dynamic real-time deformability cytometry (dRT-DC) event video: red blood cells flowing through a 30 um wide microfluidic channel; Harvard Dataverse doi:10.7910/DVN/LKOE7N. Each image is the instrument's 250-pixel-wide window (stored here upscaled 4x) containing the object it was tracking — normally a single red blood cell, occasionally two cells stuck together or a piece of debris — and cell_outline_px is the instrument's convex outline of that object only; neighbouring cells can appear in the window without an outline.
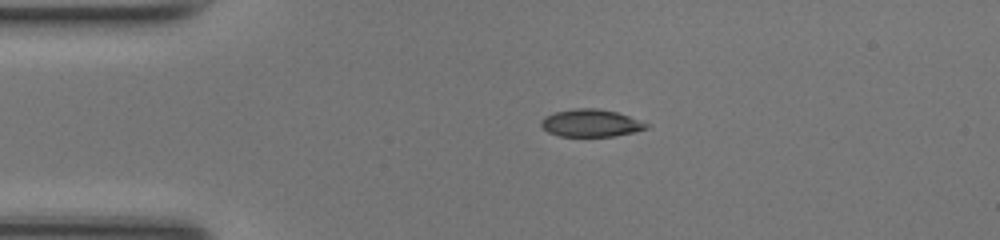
{"species": "common noctule bat (a hibernating species)", "species_latin": "Nyctalus noctula", "temperature_condition": "room temperature", "stored_images_in_passage": 39, "camera_frame_rate_fps": 3000, "um_per_image_px": 0.085, "animal": {"sex": "female", "body_mass_g": 17.0, "forearm_length_mm": 48.0}, "frame": {"image": 1, "passage_image": 1, "time_ms": 0.0, "image_size_px": [1000, 240], "cell_outline_px": [[648, 128], [632, 132], [612, 136], [560, 136], [548, 132], [540, 124], [540, 120], [544, 116], [556, 112], [576, 108], [596, 108], [616, 112], [628, 116], [648, 124]], "centroid_in_image_um": [50.18, 10.46], "position_along_channel_um": 34.8, "area_um2": 16.59}}
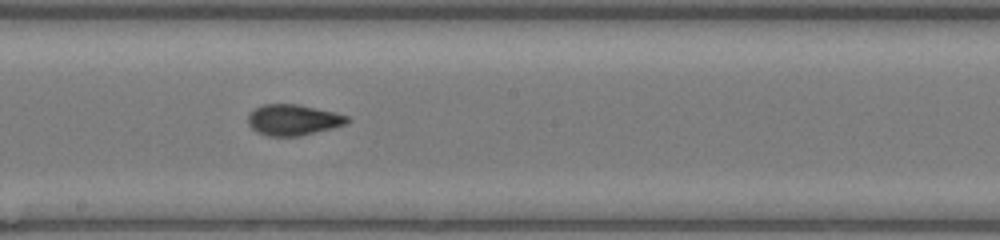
{"frame": {"image": 2, "passage_image": 17, "time_ms": 5.333, "image_size_px": [1000, 240], "cell_outline_px": [[348, 124], [332, 128], [296, 136], [268, 136], [256, 132], [248, 124], [248, 112], [264, 104], [296, 104], [336, 112], [348, 116]], "centroid_in_image_um": [24.9, 10.18], "position_along_channel_um": 223.3, "area_um2": 17.8}}
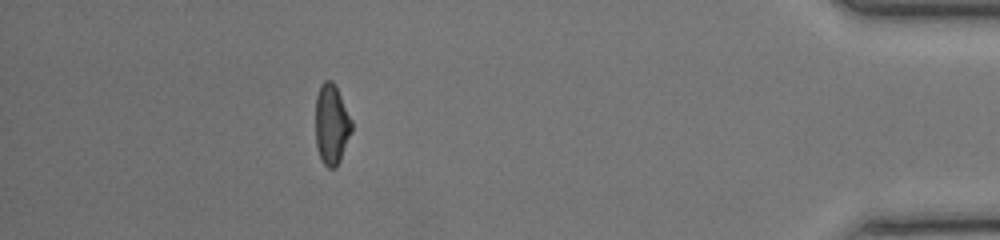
{"frame": {"image": 3, "passage_image": 34, "time_ms": 11.0, "image_size_px": [1000, 240], "cell_outline_px": [[352, 132], [340, 160], [336, 168], [328, 168], [320, 160], [316, 148], [316, 96], [320, 84], [324, 80], [332, 80], [352, 120]], "centroid_in_image_um": [28.17, 10.6], "position_along_channel_um": 407.0, "area_um2": 16.99}, "authors_computed_cell_mechanics": {"area_um2": 17.3978, "velocity_mm_per_s": 4.2611, "shape_relaxation_time_tau1_ms": 8.2358, "shape_relaxation_time_tau2_ms": 1.0975, "deformation_change_tau1": 0.2327, "deformation_change_tau2": 0.0524}}